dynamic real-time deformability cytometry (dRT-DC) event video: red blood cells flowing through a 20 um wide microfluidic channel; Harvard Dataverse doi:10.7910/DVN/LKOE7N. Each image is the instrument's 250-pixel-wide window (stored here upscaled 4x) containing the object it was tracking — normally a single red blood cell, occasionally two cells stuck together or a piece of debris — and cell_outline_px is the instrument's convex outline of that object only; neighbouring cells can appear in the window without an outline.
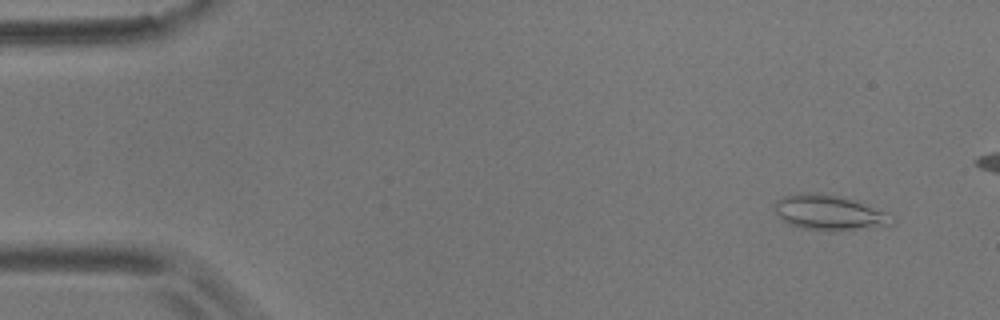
{"species": "common noctule bat (a hibernating species)", "species_latin": "Nyctalus noctula", "temperature_condition": "room temperature", "stored_images_in_passage": 5, "camera_frame_rate_fps": 3000, "um_per_image_px": 0.085, "animal": {"sex": "male", "body_mass_g": 17.9}, "frame": {"image": 1, "passage_image": 2, "time_ms": 0.333, "image_size_px": [1000, 320], "cell_outline_px": [[896, 224], [840, 232], [832, 232], [800, 228], [788, 224], [776, 212], [776, 200], [780, 196], [800, 192], [820, 192], [856, 200], [884, 212], [896, 220]], "centroid_in_image_um": [70.49, 18.08], "position_along_channel_um": 14.5, "area_um2": 24.45}}